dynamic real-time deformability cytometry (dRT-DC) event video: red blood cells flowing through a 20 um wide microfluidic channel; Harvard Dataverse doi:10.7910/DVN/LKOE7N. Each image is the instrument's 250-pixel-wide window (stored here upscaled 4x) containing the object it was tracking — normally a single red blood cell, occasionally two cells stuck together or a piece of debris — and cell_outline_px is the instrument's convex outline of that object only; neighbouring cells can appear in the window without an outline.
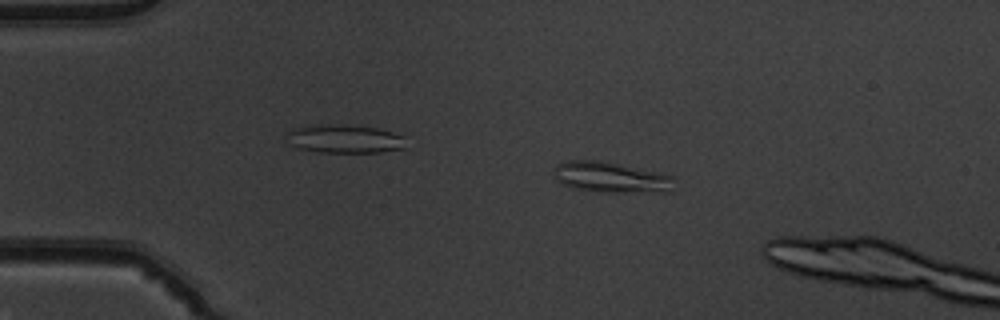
{"species": "common noctule bat (a hibernating species)", "species_latin": "Nyctalus noctula", "temperature_condition": "warm", "stored_images_in_passage": 39, "segment_of_instrument_passage": [1, 2], "camera_frame_rate_fps": 3000, "um_per_image_px": 0.085, "animal": {"sex": "male", "body_mass_g": 19.5, "forearm_length_mm": 54.6}, "frame": {"image": 1, "passage_image": 2, "time_ms": 0.333, "image_size_px": [1000, 320], "cell_outline_px": [[672, 192], [600, 192], [572, 188], [560, 184], [552, 176], [552, 172], [556, 164], [568, 160], [600, 160], [620, 164], [656, 172], [672, 176]], "centroid_in_image_um": [51.84, 15.07], "position_along_channel_um": 33.2, "area_um2": 21.73}}
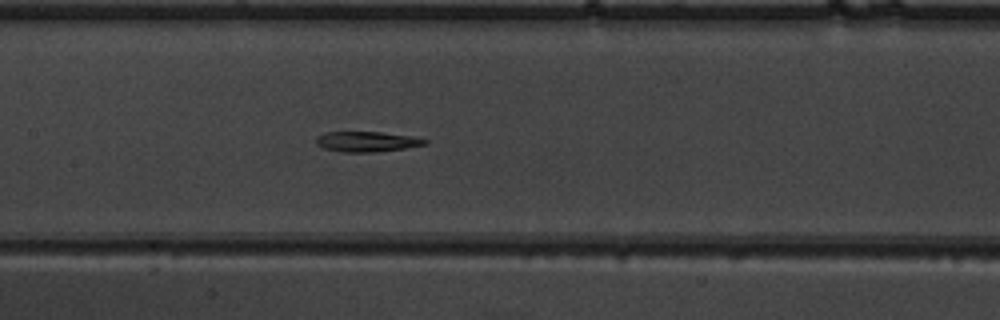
{"frame": {"image": 2, "passage_image": 17, "time_ms": 5.333, "image_size_px": [1000, 320], "cell_outline_px": [[428, 144], [404, 148], [372, 152], [344, 152], [320, 148], [316, 144], [316, 136], [324, 132], [380, 132], [412, 136], [428, 140]], "centroid_in_image_um": [31.13, 12.03], "position_along_channel_um": 176.3, "area_um2": 12.89}}
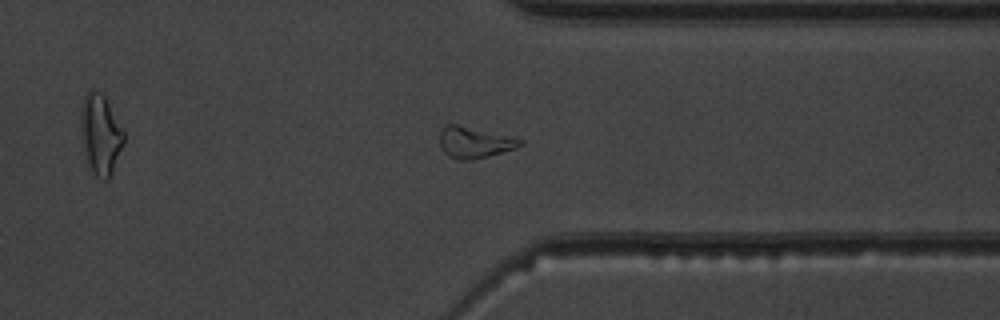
{"frame": {"image": 3, "passage_image": 32, "time_ms": 10.333, "image_size_px": [1000, 320], "cell_outline_px": [[524, 144], [516, 148], [472, 160], [460, 160], [448, 156], [444, 152], [440, 144], [440, 132], [444, 124], [456, 124], [516, 136], [524, 140]], "centroid_in_image_um": [40.37, 12.08], "position_along_channel_um": 371.0, "area_um2": 14.91}}